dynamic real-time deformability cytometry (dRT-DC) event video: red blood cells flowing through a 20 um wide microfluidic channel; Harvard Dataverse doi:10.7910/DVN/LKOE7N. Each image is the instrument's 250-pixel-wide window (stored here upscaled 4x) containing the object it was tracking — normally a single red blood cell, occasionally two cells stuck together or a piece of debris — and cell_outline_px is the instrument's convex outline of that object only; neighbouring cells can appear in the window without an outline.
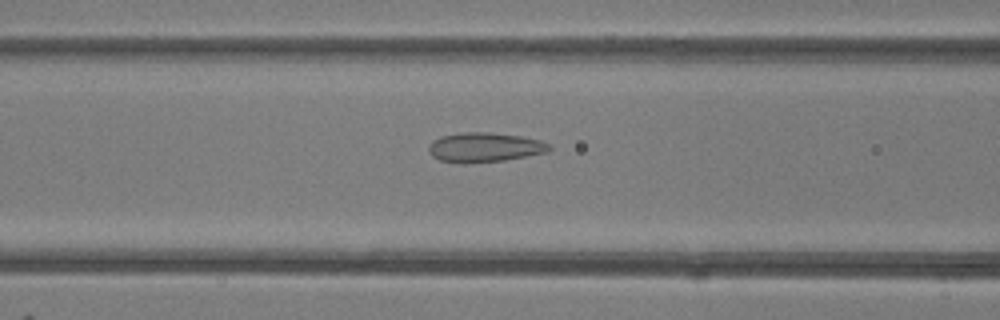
{"species": "common noctule bat (a hibernating species)", "species_latin": "Nyctalus noctula", "temperature_condition": "room temperature", "stored_images_in_passage": 36, "camera_frame_rate_fps": 3000, "um_per_image_px": 0.085, "animal": {"sex": "female"}, "frame": {"image": 1, "passage_image": 7, "time_ms": 2.0, "image_size_px": [1000, 320], "cell_outline_px": [[552, 148], [548, 152], [504, 160], [464, 164], [440, 160], [432, 156], [428, 152], [428, 148], [432, 140], [440, 136], [464, 132], [488, 132], [520, 136], [540, 140], [552, 144]], "centroid_in_image_um": [41.19, 12.52], "position_along_channel_um": 125.4, "area_um2": 20.92}}
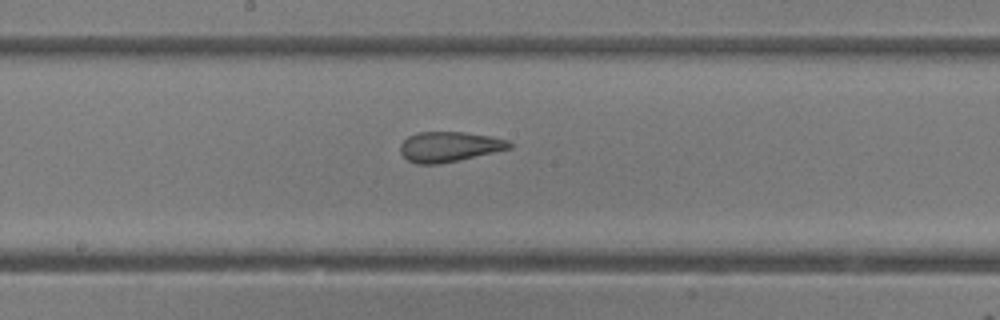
{"frame": {"image": 2, "passage_image": 13, "time_ms": 4.0, "image_size_px": [1000, 320], "cell_outline_px": [[512, 148], [460, 160], [440, 164], [416, 164], [408, 160], [400, 152], [400, 144], [408, 136], [416, 132], [464, 132], [492, 136], [508, 140], [512, 144]], "centroid_in_image_um": [38.19, 12.47], "position_along_channel_um": 210.0, "area_um2": 19.31}}
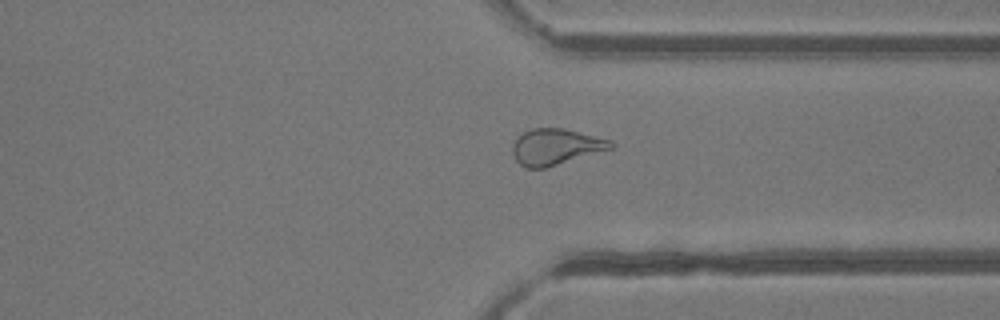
{"frame": {"image": 3, "passage_image": 24, "time_ms": 7.667, "image_size_px": [1000, 320], "cell_outline_px": [[616, 148], [544, 168], [528, 168], [520, 164], [516, 160], [512, 152], [512, 144], [524, 132], [532, 128], [564, 128], [612, 140], [616, 144]], "centroid_in_image_um": [47.3, 12.47], "position_along_channel_um": 364.1, "area_um2": 20.75}, "authors_computed_cell_mechanics": {"area_um2": 20.7791, "velocity_mm_per_s": 4.2249, "shape_relaxation_time_tau1_ms": null, "shape_relaxation_time_tau2_ms": 1.2187, "deformation_change_tau1": null, "deformation_change_tau2": 0.0773}}